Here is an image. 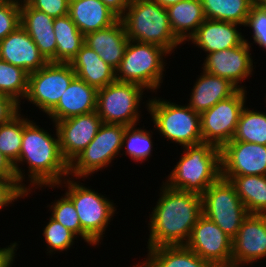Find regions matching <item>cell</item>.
I'll return each mask as SVG.
<instances>
[{"instance_id":"obj_44","label":"cell","mask_w":266,"mask_h":267,"mask_svg":"<svg viewBox=\"0 0 266 267\" xmlns=\"http://www.w3.org/2000/svg\"><path fill=\"white\" fill-rule=\"evenodd\" d=\"M111 11H113L119 18H121L128 6L131 3V0H101Z\"/></svg>"},{"instance_id":"obj_12","label":"cell","mask_w":266,"mask_h":267,"mask_svg":"<svg viewBox=\"0 0 266 267\" xmlns=\"http://www.w3.org/2000/svg\"><path fill=\"white\" fill-rule=\"evenodd\" d=\"M246 89H239L231 97L219 101L212 108L200 114L203 143L222 148L234 136L241 111L246 102Z\"/></svg>"},{"instance_id":"obj_19","label":"cell","mask_w":266,"mask_h":267,"mask_svg":"<svg viewBox=\"0 0 266 267\" xmlns=\"http://www.w3.org/2000/svg\"><path fill=\"white\" fill-rule=\"evenodd\" d=\"M237 25L240 24L205 19L188 41H192L207 54L237 47L245 41V37L237 30Z\"/></svg>"},{"instance_id":"obj_21","label":"cell","mask_w":266,"mask_h":267,"mask_svg":"<svg viewBox=\"0 0 266 267\" xmlns=\"http://www.w3.org/2000/svg\"><path fill=\"white\" fill-rule=\"evenodd\" d=\"M53 22L52 16L32 8L29 4L20 7V25L48 62H56L57 44Z\"/></svg>"},{"instance_id":"obj_42","label":"cell","mask_w":266,"mask_h":267,"mask_svg":"<svg viewBox=\"0 0 266 267\" xmlns=\"http://www.w3.org/2000/svg\"><path fill=\"white\" fill-rule=\"evenodd\" d=\"M17 243L14 242L8 247L0 248V267H11L15 260Z\"/></svg>"},{"instance_id":"obj_46","label":"cell","mask_w":266,"mask_h":267,"mask_svg":"<svg viewBox=\"0 0 266 267\" xmlns=\"http://www.w3.org/2000/svg\"><path fill=\"white\" fill-rule=\"evenodd\" d=\"M244 264L237 263H220V264H211L210 267H242Z\"/></svg>"},{"instance_id":"obj_30","label":"cell","mask_w":266,"mask_h":267,"mask_svg":"<svg viewBox=\"0 0 266 267\" xmlns=\"http://www.w3.org/2000/svg\"><path fill=\"white\" fill-rule=\"evenodd\" d=\"M206 19L245 25L252 0H201Z\"/></svg>"},{"instance_id":"obj_48","label":"cell","mask_w":266,"mask_h":267,"mask_svg":"<svg viewBox=\"0 0 266 267\" xmlns=\"http://www.w3.org/2000/svg\"><path fill=\"white\" fill-rule=\"evenodd\" d=\"M252 2L257 6H266V0H252Z\"/></svg>"},{"instance_id":"obj_5","label":"cell","mask_w":266,"mask_h":267,"mask_svg":"<svg viewBox=\"0 0 266 267\" xmlns=\"http://www.w3.org/2000/svg\"><path fill=\"white\" fill-rule=\"evenodd\" d=\"M63 183L68 188L65 195L73 202L77 211L82 227V239L89 245H99L114 212L117 210L114 203L82 183L73 181L69 176L56 187Z\"/></svg>"},{"instance_id":"obj_33","label":"cell","mask_w":266,"mask_h":267,"mask_svg":"<svg viewBox=\"0 0 266 267\" xmlns=\"http://www.w3.org/2000/svg\"><path fill=\"white\" fill-rule=\"evenodd\" d=\"M136 125L126 126L123 140L122 148L125 146V153L131 157V160L136 162H143L148 157L152 156L151 151L154 142L151 140L152 134L146 129L135 128Z\"/></svg>"},{"instance_id":"obj_31","label":"cell","mask_w":266,"mask_h":267,"mask_svg":"<svg viewBox=\"0 0 266 267\" xmlns=\"http://www.w3.org/2000/svg\"><path fill=\"white\" fill-rule=\"evenodd\" d=\"M231 141L266 145V113L244 107Z\"/></svg>"},{"instance_id":"obj_3","label":"cell","mask_w":266,"mask_h":267,"mask_svg":"<svg viewBox=\"0 0 266 267\" xmlns=\"http://www.w3.org/2000/svg\"><path fill=\"white\" fill-rule=\"evenodd\" d=\"M183 149V156L164 184L174 190L202 195L221 177V148L210 143H200Z\"/></svg>"},{"instance_id":"obj_29","label":"cell","mask_w":266,"mask_h":267,"mask_svg":"<svg viewBox=\"0 0 266 267\" xmlns=\"http://www.w3.org/2000/svg\"><path fill=\"white\" fill-rule=\"evenodd\" d=\"M56 38V62L70 63L84 44V35L69 15L54 18Z\"/></svg>"},{"instance_id":"obj_37","label":"cell","mask_w":266,"mask_h":267,"mask_svg":"<svg viewBox=\"0 0 266 267\" xmlns=\"http://www.w3.org/2000/svg\"><path fill=\"white\" fill-rule=\"evenodd\" d=\"M20 26V6L13 0H0V41Z\"/></svg>"},{"instance_id":"obj_28","label":"cell","mask_w":266,"mask_h":267,"mask_svg":"<svg viewBox=\"0 0 266 267\" xmlns=\"http://www.w3.org/2000/svg\"><path fill=\"white\" fill-rule=\"evenodd\" d=\"M230 182L249 214L266 215V175L233 176Z\"/></svg>"},{"instance_id":"obj_41","label":"cell","mask_w":266,"mask_h":267,"mask_svg":"<svg viewBox=\"0 0 266 267\" xmlns=\"http://www.w3.org/2000/svg\"><path fill=\"white\" fill-rule=\"evenodd\" d=\"M20 104L12 97L0 94V125L7 123L20 111Z\"/></svg>"},{"instance_id":"obj_9","label":"cell","mask_w":266,"mask_h":267,"mask_svg":"<svg viewBox=\"0 0 266 267\" xmlns=\"http://www.w3.org/2000/svg\"><path fill=\"white\" fill-rule=\"evenodd\" d=\"M144 91L138 84L115 80L98 89L96 112L106 124L137 125Z\"/></svg>"},{"instance_id":"obj_4","label":"cell","mask_w":266,"mask_h":267,"mask_svg":"<svg viewBox=\"0 0 266 267\" xmlns=\"http://www.w3.org/2000/svg\"><path fill=\"white\" fill-rule=\"evenodd\" d=\"M120 19L129 40L160 46L169 54L183 44L171 29L166 8L156 1L131 0Z\"/></svg>"},{"instance_id":"obj_20","label":"cell","mask_w":266,"mask_h":267,"mask_svg":"<svg viewBox=\"0 0 266 267\" xmlns=\"http://www.w3.org/2000/svg\"><path fill=\"white\" fill-rule=\"evenodd\" d=\"M97 89L75 77L59 99L57 106L48 114L53 123L96 111Z\"/></svg>"},{"instance_id":"obj_24","label":"cell","mask_w":266,"mask_h":267,"mask_svg":"<svg viewBox=\"0 0 266 267\" xmlns=\"http://www.w3.org/2000/svg\"><path fill=\"white\" fill-rule=\"evenodd\" d=\"M68 15L84 36L108 28L120 19L101 0H70Z\"/></svg>"},{"instance_id":"obj_1","label":"cell","mask_w":266,"mask_h":267,"mask_svg":"<svg viewBox=\"0 0 266 267\" xmlns=\"http://www.w3.org/2000/svg\"><path fill=\"white\" fill-rule=\"evenodd\" d=\"M150 215L148 249L186 245L193 226L203 215L200 194L174 190L164 184Z\"/></svg>"},{"instance_id":"obj_23","label":"cell","mask_w":266,"mask_h":267,"mask_svg":"<svg viewBox=\"0 0 266 267\" xmlns=\"http://www.w3.org/2000/svg\"><path fill=\"white\" fill-rule=\"evenodd\" d=\"M202 72L193 89H191L190 100L187 104L198 114H202L219 101L231 97L239 90L237 86L226 78L212 75L204 70Z\"/></svg>"},{"instance_id":"obj_35","label":"cell","mask_w":266,"mask_h":267,"mask_svg":"<svg viewBox=\"0 0 266 267\" xmlns=\"http://www.w3.org/2000/svg\"><path fill=\"white\" fill-rule=\"evenodd\" d=\"M43 236L47 243V251L49 250L47 253L67 251L73 246L74 239H77V236L73 232L54 220L51 216L43 230Z\"/></svg>"},{"instance_id":"obj_40","label":"cell","mask_w":266,"mask_h":267,"mask_svg":"<svg viewBox=\"0 0 266 267\" xmlns=\"http://www.w3.org/2000/svg\"><path fill=\"white\" fill-rule=\"evenodd\" d=\"M70 0H32V8L42 11L53 18L68 15Z\"/></svg>"},{"instance_id":"obj_36","label":"cell","mask_w":266,"mask_h":267,"mask_svg":"<svg viewBox=\"0 0 266 267\" xmlns=\"http://www.w3.org/2000/svg\"><path fill=\"white\" fill-rule=\"evenodd\" d=\"M49 206L52 211L51 217L73 232L78 238L81 236L82 239V227L73 202L66 195H63Z\"/></svg>"},{"instance_id":"obj_16","label":"cell","mask_w":266,"mask_h":267,"mask_svg":"<svg viewBox=\"0 0 266 267\" xmlns=\"http://www.w3.org/2000/svg\"><path fill=\"white\" fill-rule=\"evenodd\" d=\"M244 40L237 47L207 54L202 69L230 80L239 89H245L238 84L253 74V59L250 53L251 44L247 39Z\"/></svg>"},{"instance_id":"obj_26","label":"cell","mask_w":266,"mask_h":267,"mask_svg":"<svg viewBox=\"0 0 266 267\" xmlns=\"http://www.w3.org/2000/svg\"><path fill=\"white\" fill-rule=\"evenodd\" d=\"M166 10L171 29L182 43L188 41L206 19L201 0H182Z\"/></svg>"},{"instance_id":"obj_45","label":"cell","mask_w":266,"mask_h":267,"mask_svg":"<svg viewBox=\"0 0 266 267\" xmlns=\"http://www.w3.org/2000/svg\"><path fill=\"white\" fill-rule=\"evenodd\" d=\"M158 2L160 5H162L164 8H167L170 5L176 4L182 0H153Z\"/></svg>"},{"instance_id":"obj_43","label":"cell","mask_w":266,"mask_h":267,"mask_svg":"<svg viewBox=\"0 0 266 267\" xmlns=\"http://www.w3.org/2000/svg\"><path fill=\"white\" fill-rule=\"evenodd\" d=\"M0 178L17 179L14 164L0 152Z\"/></svg>"},{"instance_id":"obj_27","label":"cell","mask_w":266,"mask_h":267,"mask_svg":"<svg viewBox=\"0 0 266 267\" xmlns=\"http://www.w3.org/2000/svg\"><path fill=\"white\" fill-rule=\"evenodd\" d=\"M146 261L152 267H210L186 245L161 246L148 249Z\"/></svg>"},{"instance_id":"obj_11","label":"cell","mask_w":266,"mask_h":267,"mask_svg":"<svg viewBox=\"0 0 266 267\" xmlns=\"http://www.w3.org/2000/svg\"><path fill=\"white\" fill-rule=\"evenodd\" d=\"M75 77L76 73L70 63L48 62L29 74L25 99L48 115Z\"/></svg>"},{"instance_id":"obj_10","label":"cell","mask_w":266,"mask_h":267,"mask_svg":"<svg viewBox=\"0 0 266 267\" xmlns=\"http://www.w3.org/2000/svg\"><path fill=\"white\" fill-rule=\"evenodd\" d=\"M126 126L103 123L94 139L69 164V175L80 178L91 176L112 163L122 151V140Z\"/></svg>"},{"instance_id":"obj_39","label":"cell","mask_w":266,"mask_h":267,"mask_svg":"<svg viewBox=\"0 0 266 267\" xmlns=\"http://www.w3.org/2000/svg\"><path fill=\"white\" fill-rule=\"evenodd\" d=\"M25 195L28 196L29 193L20 185L18 179L0 178V209Z\"/></svg>"},{"instance_id":"obj_47","label":"cell","mask_w":266,"mask_h":267,"mask_svg":"<svg viewBox=\"0 0 266 267\" xmlns=\"http://www.w3.org/2000/svg\"><path fill=\"white\" fill-rule=\"evenodd\" d=\"M18 6L30 4L32 0H13Z\"/></svg>"},{"instance_id":"obj_2","label":"cell","mask_w":266,"mask_h":267,"mask_svg":"<svg viewBox=\"0 0 266 267\" xmlns=\"http://www.w3.org/2000/svg\"><path fill=\"white\" fill-rule=\"evenodd\" d=\"M55 130L56 138L33 121L23 117L20 156L14 167L18 182L28 193L34 186L55 188L65 176L69 175V164L62 156L58 132ZM22 162L28 164L29 188L23 183L25 170L21 171L22 168L19 167V163L24 164Z\"/></svg>"},{"instance_id":"obj_25","label":"cell","mask_w":266,"mask_h":267,"mask_svg":"<svg viewBox=\"0 0 266 267\" xmlns=\"http://www.w3.org/2000/svg\"><path fill=\"white\" fill-rule=\"evenodd\" d=\"M70 65L76 77L95 87L97 90L104 88L116 80V70L106 64L98 54L83 44L72 59Z\"/></svg>"},{"instance_id":"obj_14","label":"cell","mask_w":266,"mask_h":267,"mask_svg":"<svg viewBox=\"0 0 266 267\" xmlns=\"http://www.w3.org/2000/svg\"><path fill=\"white\" fill-rule=\"evenodd\" d=\"M186 246L210 264L232 262V239L204 215L193 226Z\"/></svg>"},{"instance_id":"obj_18","label":"cell","mask_w":266,"mask_h":267,"mask_svg":"<svg viewBox=\"0 0 266 267\" xmlns=\"http://www.w3.org/2000/svg\"><path fill=\"white\" fill-rule=\"evenodd\" d=\"M0 59L29 74L48 63L21 25L0 41Z\"/></svg>"},{"instance_id":"obj_15","label":"cell","mask_w":266,"mask_h":267,"mask_svg":"<svg viewBox=\"0 0 266 267\" xmlns=\"http://www.w3.org/2000/svg\"><path fill=\"white\" fill-rule=\"evenodd\" d=\"M63 158L70 164L94 139L103 124L96 111L54 123Z\"/></svg>"},{"instance_id":"obj_32","label":"cell","mask_w":266,"mask_h":267,"mask_svg":"<svg viewBox=\"0 0 266 267\" xmlns=\"http://www.w3.org/2000/svg\"><path fill=\"white\" fill-rule=\"evenodd\" d=\"M29 73L0 59V94L12 97L21 104L28 92Z\"/></svg>"},{"instance_id":"obj_6","label":"cell","mask_w":266,"mask_h":267,"mask_svg":"<svg viewBox=\"0 0 266 267\" xmlns=\"http://www.w3.org/2000/svg\"><path fill=\"white\" fill-rule=\"evenodd\" d=\"M166 54L169 53L160 46L129 40L116 69V80L138 84L154 92L163 82Z\"/></svg>"},{"instance_id":"obj_7","label":"cell","mask_w":266,"mask_h":267,"mask_svg":"<svg viewBox=\"0 0 266 267\" xmlns=\"http://www.w3.org/2000/svg\"><path fill=\"white\" fill-rule=\"evenodd\" d=\"M154 128L166 140H171L182 147L197 145L202 142L200 114L193 111L188 105L149 98L146 104Z\"/></svg>"},{"instance_id":"obj_34","label":"cell","mask_w":266,"mask_h":267,"mask_svg":"<svg viewBox=\"0 0 266 267\" xmlns=\"http://www.w3.org/2000/svg\"><path fill=\"white\" fill-rule=\"evenodd\" d=\"M20 113L7 123L0 125V152L14 165L20 156L23 137V116Z\"/></svg>"},{"instance_id":"obj_22","label":"cell","mask_w":266,"mask_h":267,"mask_svg":"<svg viewBox=\"0 0 266 267\" xmlns=\"http://www.w3.org/2000/svg\"><path fill=\"white\" fill-rule=\"evenodd\" d=\"M128 42L126 29L121 19L108 28L84 36V44L93 49L106 64L115 70L123 59Z\"/></svg>"},{"instance_id":"obj_8","label":"cell","mask_w":266,"mask_h":267,"mask_svg":"<svg viewBox=\"0 0 266 267\" xmlns=\"http://www.w3.org/2000/svg\"><path fill=\"white\" fill-rule=\"evenodd\" d=\"M203 215L217 224L232 240L249 215L230 180L220 177L201 195Z\"/></svg>"},{"instance_id":"obj_17","label":"cell","mask_w":266,"mask_h":267,"mask_svg":"<svg viewBox=\"0 0 266 267\" xmlns=\"http://www.w3.org/2000/svg\"><path fill=\"white\" fill-rule=\"evenodd\" d=\"M266 257V215L249 214L232 240V262L249 264Z\"/></svg>"},{"instance_id":"obj_13","label":"cell","mask_w":266,"mask_h":267,"mask_svg":"<svg viewBox=\"0 0 266 267\" xmlns=\"http://www.w3.org/2000/svg\"><path fill=\"white\" fill-rule=\"evenodd\" d=\"M266 175V145L230 141L221 148V177Z\"/></svg>"},{"instance_id":"obj_38","label":"cell","mask_w":266,"mask_h":267,"mask_svg":"<svg viewBox=\"0 0 266 267\" xmlns=\"http://www.w3.org/2000/svg\"><path fill=\"white\" fill-rule=\"evenodd\" d=\"M244 26L253 29V43L266 49V6L253 4Z\"/></svg>"},{"instance_id":"obj_49","label":"cell","mask_w":266,"mask_h":267,"mask_svg":"<svg viewBox=\"0 0 266 267\" xmlns=\"http://www.w3.org/2000/svg\"><path fill=\"white\" fill-rule=\"evenodd\" d=\"M133 267H152L147 261H143L140 262V264L138 263V265L136 264V266L133 265Z\"/></svg>"}]
</instances>
